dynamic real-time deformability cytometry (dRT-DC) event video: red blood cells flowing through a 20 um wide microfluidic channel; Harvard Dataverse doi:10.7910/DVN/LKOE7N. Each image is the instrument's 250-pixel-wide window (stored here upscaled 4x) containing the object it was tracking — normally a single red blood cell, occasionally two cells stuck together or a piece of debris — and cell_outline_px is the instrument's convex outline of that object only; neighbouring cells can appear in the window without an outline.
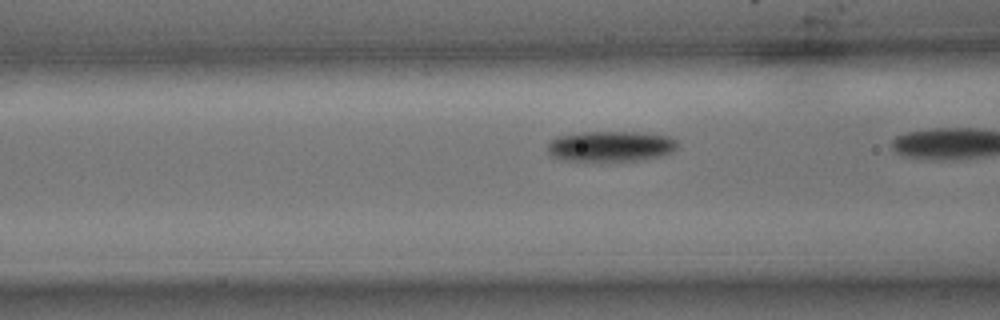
{"species": "common noctule bat (a hibernating species)", "species_latin": "Nyctalus noctula", "temperature_condition": "cold", "stored_images_in_passage": 21, "camera_frame_rate_fps": 3000, "um_per_image_px": 0.085, "animal": {"sex": "male", "body_mass_g": 15.6}, "frame": {"image": 1, "passage_image": 20, "time_ms": 6.333, "image_size_px": [1000, 320], "cell_outline_px": [[680, 144], [672, 152], [660, 156], [644, 160], [604, 164], [600, 164], [560, 160], [552, 156], [548, 152], [548, 140], [556, 136], [580, 132], [640, 132], [668, 136], [676, 140]], "centroid_in_image_um": [51.86, 12.49], "position_along_channel_um": 114.7, "area_um2": 24.51}}